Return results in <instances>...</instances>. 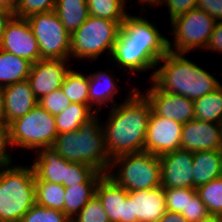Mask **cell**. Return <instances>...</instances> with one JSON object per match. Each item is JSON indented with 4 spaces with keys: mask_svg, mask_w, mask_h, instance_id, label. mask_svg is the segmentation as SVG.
I'll use <instances>...</instances> for the list:
<instances>
[{
    "mask_svg": "<svg viewBox=\"0 0 222 222\" xmlns=\"http://www.w3.org/2000/svg\"><path fill=\"white\" fill-rule=\"evenodd\" d=\"M209 214L222 216V176L196 188Z\"/></svg>",
    "mask_w": 222,
    "mask_h": 222,
    "instance_id": "31",
    "label": "cell"
},
{
    "mask_svg": "<svg viewBox=\"0 0 222 222\" xmlns=\"http://www.w3.org/2000/svg\"><path fill=\"white\" fill-rule=\"evenodd\" d=\"M163 190L167 211L180 214L186 210L188 199L196 192L194 188H163Z\"/></svg>",
    "mask_w": 222,
    "mask_h": 222,
    "instance_id": "34",
    "label": "cell"
},
{
    "mask_svg": "<svg viewBox=\"0 0 222 222\" xmlns=\"http://www.w3.org/2000/svg\"><path fill=\"white\" fill-rule=\"evenodd\" d=\"M123 222H133V209L129 196L125 199L124 203Z\"/></svg>",
    "mask_w": 222,
    "mask_h": 222,
    "instance_id": "45",
    "label": "cell"
},
{
    "mask_svg": "<svg viewBox=\"0 0 222 222\" xmlns=\"http://www.w3.org/2000/svg\"><path fill=\"white\" fill-rule=\"evenodd\" d=\"M95 195L101 201L110 222H123V210L128 192L107 174L98 181Z\"/></svg>",
    "mask_w": 222,
    "mask_h": 222,
    "instance_id": "20",
    "label": "cell"
},
{
    "mask_svg": "<svg viewBox=\"0 0 222 222\" xmlns=\"http://www.w3.org/2000/svg\"><path fill=\"white\" fill-rule=\"evenodd\" d=\"M103 175L91 165L67 161L66 187L77 184H97Z\"/></svg>",
    "mask_w": 222,
    "mask_h": 222,
    "instance_id": "32",
    "label": "cell"
},
{
    "mask_svg": "<svg viewBox=\"0 0 222 222\" xmlns=\"http://www.w3.org/2000/svg\"><path fill=\"white\" fill-rule=\"evenodd\" d=\"M162 188H193V152L181 148L160 156Z\"/></svg>",
    "mask_w": 222,
    "mask_h": 222,
    "instance_id": "14",
    "label": "cell"
},
{
    "mask_svg": "<svg viewBox=\"0 0 222 222\" xmlns=\"http://www.w3.org/2000/svg\"><path fill=\"white\" fill-rule=\"evenodd\" d=\"M107 175L127 192L157 188L161 186L160 156L146 151L119 155L111 160Z\"/></svg>",
    "mask_w": 222,
    "mask_h": 222,
    "instance_id": "6",
    "label": "cell"
},
{
    "mask_svg": "<svg viewBox=\"0 0 222 222\" xmlns=\"http://www.w3.org/2000/svg\"><path fill=\"white\" fill-rule=\"evenodd\" d=\"M0 49L32 64L40 60L38 43L26 18L14 15L10 18L2 35Z\"/></svg>",
    "mask_w": 222,
    "mask_h": 222,
    "instance_id": "11",
    "label": "cell"
},
{
    "mask_svg": "<svg viewBox=\"0 0 222 222\" xmlns=\"http://www.w3.org/2000/svg\"><path fill=\"white\" fill-rule=\"evenodd\" d=\"M127 99L109 111L102 122L106 151L113 158L128 153L144 151L151 105L139 88H132Z\"/></svg>",
    "mask_w": 222,
    "mask_h": 222,
    "instance_id": "2",
    "label": "cell"
},
{
    "mask_svg": "<svg viewBox=\"0 0 222 222\" xmlns=\"http://www.w3.org/2000/svg\"><path fill=\"white\" fill-rule=\"evenodd\" d=\"M168 40L147 18L127 15L114 44L111 62L129 72H145L157 67L168 52Z\"/></svg>",
    "mask_w": 222,
    "mask_h": 222,
    "instance_id": "1",
    "label": "cell"
},
{
    "mask_svg": "<svg viewBox=\"0 0 222 222\" xmlns=\"http://www.w3.org/2000/svg\"><path fill=\"white\" fill-rule=\"evenodd\" d=\"M123 22L90 16L71 34V58L95 61L102 53L112 54Z\"/></svg>",
    "mask_w": 222,
    "mask_h": 222,
    "instance_id": "7",
    "label": "cell"
},
{
    "mask_svg": "<svg viewBox=\"0 0 222 222\" xmlns=\"http://www.w3.org/2000/svg\"><path fill=\"white\" fill-rule=\"evenodd\" d=\"M222 176V150L193 152V188Z\"/></svg>",
    "mask_w": 222,
    "mask_h": 222,
    "instance_id": "22",
    "label": "cell"
},
{
    "mask_svg": "<svg viewBox=\"0 0 222 222\" xmlns=\"http://www.w3.org/2000/svg\"><path fill=\"white\" fill-rule=\"evenodd\" d=\"M194 114L196 120L220 123L222 119V85L194 100Z\"/></svg>",
    "mask_w": 222,
    "mask_h": 222,
    "instance_id": "25",
    "label": "cell"
},
{
    "mask_svg": "<svg viewBox=\"0 0 222 222\" xmlns=\"http://www.w3.org/2000/svg\"><path fill=\"white\" fill-rule=\"evenodd\" d=\"M126 0H87L90 16L100 17L116 22H124Z\"/></svg>",
    "mask_w": 222,
    "mask_h": 222,
    "instance_id": "30",
    "label": "cell"
},
{
    "mask_svg": "<svg viewBox=\"0 0 222 222\" xmlns=\"http://www.w3.org/2000/svg\"><path fill=\"white\" fill-rule=\"evenodd\" d=\"M56 0H17L14 16L27 18L36 13H46L55 9Z\"/></svg>",
    "mask_w": 222,
    "mask_h": 222,
    "instance_id": "36",
    "label": "cell"
},
{
    "mask_svg": "<svg viewBox=\"0 0 222 222\" xmlns=\"http://www.w3.org/2000/svg\"><path fill=\"white\" fill-rule=\"evenodd\" d=\"M71 222H110V220L101 201L95 195L81 211L71 219Z\"/></svg>",
    "mask_w": 222,
    "mask_h": 222,
    "instance_id": "35",
    "label": "cell"
},
{
    "mask_svg": "<svg viewBox=\"0 0 222 222\" xmlns=\"http://www.w3.org/2000/svg\"><path fill=\"white\" fill-rule=\"evenodd\" d=\"M35 193L36 204L64 212L65 187L62 184L38 180L35 177Z\"/></svg>",
    "mask_w": 222,
    "mask_h": 222,
    "instance_id": "27",
    "label": "cell"
},
{
    "mask_svg": "<svg viewBox=\"0 0 222 222\" xmlns=\"http://www.w3.org/2000/svg\"><path fill=\"white\" fill-rule=\"evenodd\" d=\"M180 148L190 152L222 150L220 125L196 119L188 121L182 127Z\"/></svg>",
    "mask_w": 222,
    "mask_h": 222,
    "instance_id": "16",
    "label": "cell"
},
{
    "mask_svg": "<svg viewBox=\"0 0 222 222\" xmlns=\"http://www.w3.org/2000/svg\"><path fill=\"white\" fill-rule=\"evenodd\" d=\"M108 71V72H107ZM89 76V106L94 108L96 112H99L102 106H107L110 102L111 108L117 103L115 101V95L118 91V87L115 81V77L109 70L93 72ZM113 102V104H112ZM95 105V106H94Z\"/></svg>",
    "mask_w": 222,
    "mask_h": 222,
    "instance_id": "21",
    "label": "cell"
},
{
    "mask_svg": "<svg viewBox=\"0 0 222 222\" xmlns=\"http://www.w3.org/2000/svg\"><path fill=\"white\" fill-rule=\"evenodd\" d=\"M139 1V2H138ZM163 0H137V2L138 3H142L141 4V9L145 12H147V8H144V6L143 5H149V6H155V7H157V6H159L160 4H161V2H162ZM146 3V4H145Z\"/></svg>",
    "mask_w": 222,
    "mask_h": 222,
    "instance_id": "48",
    "label": "cell"
},
{
    "mask_svg": "<svg viewBox=\"0 0 222 222\" xmlns=\"http://www.w3.org/2000/svg\"><path fill=\"white\" fill-rule=\"evenodd\" d=\"M54 11L70 34L89 17L87 0H56Z\"/></svg>",
    "mask_w": 222,
    "mask_h": 222,
    "instance_id": "24",
    "label": "cell"
},
{
    "mask_svg": "<svg viewBox=\"0 0 222 222\" xmlns=\"http://www.w3.org/2000/svg\"><path fill=\"white\" fill-rule=\"evenodd\" d=\"M197 8L205 11L216 21L222 20V0H198Z\"/></svg>",
    "mask_w": 222,
    "mask_h": 222,
    "instance_id": "41",
    "label": "cell"
},
{
    "mask_svg": "<svg viewBox=\"0 0 222 222\" xmlns=\"http://www.w3.org/2000/svg\"><path fill=\"white\" fill-rule=\"evenodd\" d=\"M95 112L87 104L71 103L63 112L55 116L57 133L74 131Z\"/></svg>",
    "mask_w": 222,
    "mask_h": 222,
    "instance_id": "26",
    "label": "cell"
},
{
    "mask_svg": "<svg viewBox=\"0 0 222 222\" xmlns=\"http://www.w3.org/2000/svg\"><path fill=\"white\" fill-rule=\"evenodd\" d=\"M71 101L60 89L51 92L50 94L44 95L38 100V105L45 109L52 116H56L63 112Z\"/></svg>",
    "mask_w": 222,
    "mask_h": 222,
    "instance_id": "37",
    "label": "cell"
},
{
    "mask_svg": "<svg viewBox=\"0 0 222 222\" xmlns=\"http://www.w3.org/2000/svg\"><path fill=\"white\" fill-rule=\"evenodd\" d=\"M14 14L6 9L0 8V42L4 33L6 24Z\"/></svg>",
    "mask_w": 222,
    "mask_h": 222,
    "instance_id": "44",
    "label": "cell"
},
{
    "mask_svg": "<svg viewBox=\"0 0 222 222\" xmlns=\"http://www.w3.org/2000/svg\"><path fill=\"white\" fill-rule=\"evenodd\" d=\"M152 86L141 92L149 101L155 115L175 120L182 124L195 119L194 101L178 94L160 90L150 80ZM150 88V89H149Z\"/></svg>",
    "mask_w": 222,
    "mask_h": 222,
    "instance_id": "13",
    "label": "cell"
},
{
    "mask_svg": "<svg viewBox=\"0 0 222 222\" xmlns=\"http://www.w3.org/2000/svg\"><path fill=\"white\" fill-rule=\"evenodd\" d=\"M158 222H188L180 213L166 211Z\"/></svg>",
    "mask_w": 222,
    "mask_h": 222,
    "instance_id": "43",
    "label": "cell"
},
{
    "mask_svg": "<svg viewBox=\"0 0 222 222\" xmlns=\"http://www.w3.org/2000/svg\"><path fill=\"white\" fill-rule=\"evenodd\" d=\"M205 49L222 54V20L216 22L215 28L209 38Z\"/></svg>",
    "mask_w": 222,
    "mask_h": 222,
    "instance_id": "42",
    "label": "cell"
},
{
    "mask_svg": "<svg viewBox=\"0 0 222 222\" xmlns=\"http://www.w3.org/2000/svg\"><path fill=\"white\" fill-rule=\"evenodd\" d=\"M35 156L32 164L35 177L38 180L62 184L66 187L67 160L52 146L40 148Z\"/></svg>",
    "mask_w": 222,
    "mask_h": 222,
    "instance_id": "19",
    "label": "cell"
},
{
    "mask_svg": "<svg viewBox=\"0 0 222 222\" xmlns=\"http://www.w3.org/2000/svg\"><path fill=\"white\" fill-rule=\"evenodd\" d=\"M219 125H220V132H221V138H222V119L220 120Z\"/></svg>",
    "mask_w": 222,
    "mask_h": 222,
    "instance_id": "50",
    "label": "cell"
},
{
    "mask_svg": "<svg viewBox=\"0 0 222 222\" xmlns=\"http://www.w3.org/2000/svg\"><path fill=\"white\" fill-rule=\"evenodd\" d=\"M35 204L33 166L11 164L1 167L0 222H20L24 214Z\"/></svg>",
    "mask_w": 222,
    "mask_h": 222,
    "instance_id": "5",
    "label": "cell"
},
{
    "mask_svg": "<svg viewBox=\"0 0 222 222\" xmlns=\"http://www.w3.org/2000/svg\"><path fill=\"white\" fill-rule=\"evenodd\" d=\"M3 95L7 125L19 117L25 116L38 105V99L33 94L28 80L4 87Z\"/></svg>",
    "mask_w": 222,
    "mask_h": 222,
    "instance_id": "18",
    "label": "cell"
},
{
    "mask_svg": "<svg viewBox=\"0 0 222 222\" xmlns=\"http://www.w3.org/2000/svg\"><path fill=\"white\" fill-rule=\"evenodd\" d=\"M67 61L41 59L32 64L27 80L38 100L61 88L67 72L71 69L66 66Z\"/></svg>",
    "mask_w": 222,
    "mask_h": 222,
    "instance_id": "15",
    "label": "cell"
},
{
    "mask_svg": "<svg viewBox=\"0 0 222 222\" xmlns=\"http://www.w3.org/2000/svg\"><path fill=\"white\" fill-rule=\"evenodd\" d=\"M20 222H71V219L60 210L35 204L24 214Z\"/></svg>",
    "mask_w": 222,
    "mask_h": 222,
    "instance_id": "33",
    "label": "cell"
},
{
    "mask_svg": "<svg viewBox=\"0 0 222 222\" xmlns=\"http://www.w3.org/2000/svg\"><path fill=\"white\" fill-rule=\"evenodd\" d=\"M57 135L55 116L39 105L9 124L11 148L18 146L37 152L40 148L53 146Z\"/></svg>",
    "mask_w": 222,
    "mask_h": 222,
    "instance_id": "8",
    "label": "cell"
},
{
    "mask_svg": "<svg viewBox=\"0 0 222 222\" xmlns=\"http://www.w3.org/2000/svg\"><path fill=\"white\" fill-rule=\"evenodd\" d=\"M61 90L71 103L89 105V76L70 69L61 85Z\"/></svg>",
    "mask_w": 222,
    "mask_h": 222,
    "instance_id": "29",
    "label": "cell"
},
{
    "mask_svg": "<svg viewBox=\"0 0 222 222\" xmlns=\"http://www.w3.org/2000/svg\"><path fill=\"white\" fill-rule=\"evenodd\" d=\"M32 63L0 49V87L28 79Z\"/></svg>",
    "mask_w": 222,
    "mask_h": 222,
    "instance_id": "23",
    "label": "cell"
},
{
    "mask_svg": "<svg viewBox=\"0 0 222 222\" xmlns=\"http://www.w3.org/2000/svg\"><path fill=\"white\" fill-rule=\"evenodd\" d=\"M183 124L151 112L144 151L161 156L180 149Z\"/></svg>",
    "mask_w": 222,
    "mask_h": 222,
    "instance_id": "12",
    "label": "cell"
},
{
    "mask_svg": "<svg viewBox=\"0 0 222 222\" xmlns=\"http://www.w3.org/2000/svg\"><path fill=\"white\" fill-rule=\"evenodd\" d=\"M196 222H222V218L218 215L208 214L206 217Z\"/></svg>",
    "mask_w": 222,
    "mask_h": 222,
    "instance_id": "49",
    "label": "cell"
},
{
    "mask_svg": "<svg viewBox=\"0 0 222 222\" xmlns=\"http://www.w3.org/2000/svg\"><path fill=\"white\" fill-rule=\"evenodd\" d=\"M198 0H163L160 4L168 8L170 21L175 17L197 8Z\"/></svg>",
    "mask_w": 222,
    "mask_h": 222,
    "instance_id": "39",
    "label": "cell"
},
{
    "mask_svg": "<svg viewBox=\"0 0 222 222\" xmlns=\"http://www.w3.org/2000/svg\"><path fill=\"white\" fill-rule=\"evenodd\" d=\"M37 40L40 60L70 59L71 34L55 11L36 13L26 18Z\"/></svg>",
    "mask_w": 222,
    "mask_h": 222,
    "instance_id": "10",
    "label": "cell"
},
{
    "mask_svg": "<svg viewBox=\"0 0 222 222\" xmlns=\"http://www.w3.org/2000/svg\"><path fill=\"white\" fill-rule=\"evenodd\" d=\"M99 112H94L79 125V129L58 134L53 148L67 161L88 164L107 174L111 159L106 151Z\"/></svg>",
    "mask_w": 222,
    "mask_h": 222,
    "instance_id": "4",
    "label": "cell"
},
{
    "mask_svg": "<svg viewBox=\"0 0 222 222\" xmlns=\"http://www.w3.org/2000/svg\"><path fill=\"white\" fill-rule=\"evenodd\" d=\"M97 184H77L65 187L64 213L72 219L95 196Z\"/></svg>",
    "mask_w": 222,
    "mask_h": 222,
    "instance_id": "28",
    "label": "cell"
},
{
    "mask_svg": "<svg viewBox=\"0 0 222 222\" xmlns=\"http://www.w3.org/2000/svg\"><path fill=\"white\" fill-rule=\"evenodd\" d=\"M17 0H0V8L14 13Z\"/></svg>",
    "mask_w": 222,
    "mask_h": 222,
    "instance_id": "46",
    "label": "cell"
},
{
    "mask_svg": "<svg viewBox=\"0 0 222 222\" xmlns=\"http://www.w3.org/2000/svg\"><path fill=\"white\" fill-rule=\"evenodd\" d=\"M208 211L204 202L200 199L197 191L188 199V205L186 206V210L181 212V215L188 222H196L200 219H203L208 215Z\"/></svg>",
    "mask_w": 222,
    "mask_h": 222,
    "instance_id": "38",
    "label": "cell"
},
{
    "mask_svg": "<svg viewBox=\"0 0 222 222\" xmlns=\"http://www.w3.org/2000/svg\"><path fill=\"white\" fill-rule=\"evenodd\" d=\"M156 65L159 68H155L149 79L152 83L162 91L185 96L193 101L222 85L209 71L185 58V54L169 51Z\"/></svg>",
    "mask_w": 222,
    "mask_h": 222,
    "instance_id": "3",
    "label": "cell"
},
{
    "mask_svg": "<svg viewBox=\"0 0 222 222\" xmlns=\"http://www.w3.org/2000/svg\"><path fill=\"white\" fill-rule=\"evenodd\" d=\"M133 209V222H158L167 211L161 186L128 192Z\"/></svg>",
    "mask_w": 222,
    "mask_h": 222,
    "instance_id": "17",
    "label": "cell"
},
{
    "mask_svg": "<svg viewBox=\"0 0 222 222\" xmlns=\"http://www.w3.org/2000/svg\"><path fill=\"white\" fill-rule=\"evenodd\" d=\"M0 122H5L4 95L2 87H0Z\"/></svg>",
    "mask_w": 222,
    "mask_h": 222,
    "instance_id": "47",
    "label": "cell"
},
{
    "mask_svg": "<svg viewBox=\"0 0 222 222\" xmlns=\"http://www.w3.org/2000/svg\"><path fill=\"white\" fill-rule=\"evenodd\" d=\"M7 148H11L9 125L0 122V168L13 164L11 154L8 153Z\"/></svg>",
    "mask_w": 222,
    "mask_h": 222,
    "instance_id": "40",
    "label": "cell"
},
{
    "mask_svg": "<svg viewBox=\"0 0 222 222\" xmlns=\"http://www.w3.org/2000/svg\"><path fill=\"white\" fill-rule=\"evenodd\" d=\"M173 34V44L168 40V49L172 53L187 54L190 51H204L215 28L216 20L198 8L181 14L169 21Z\"/></svg>",
    "mask_w": 222,
    "mask_h": 222,
    "instance_id": "9",
    "label": "cell"
}]
</instances>
